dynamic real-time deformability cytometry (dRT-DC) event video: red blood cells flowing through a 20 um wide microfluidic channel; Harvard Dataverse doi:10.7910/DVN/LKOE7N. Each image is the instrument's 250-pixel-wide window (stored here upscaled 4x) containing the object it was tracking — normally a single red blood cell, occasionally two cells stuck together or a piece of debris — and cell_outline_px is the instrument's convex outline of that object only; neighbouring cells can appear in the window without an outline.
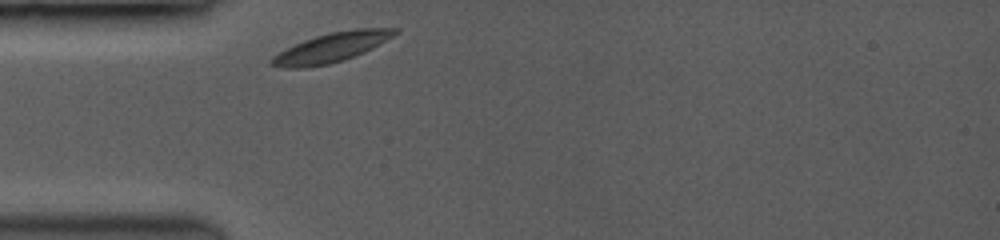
{"species": "common noctule bat (a hibernating species)", "species_latin": "Nyctalus noctula", "temperature_condition": "room temperature", "stored_images_in_passage": 23, "camera_frame_rate_fps": 3500, "um_per_image_px": 0.085, "animal": {"sex": "female", "body_mass_g": 19.0, "forearm_length_mm": 53.3}, "frame": {"image": 1, "passage_image": 1, "time_ms": 0.0, "image_size_px": [1000, 240], "cell_outline_px": [[400, 32], [372, 48], [364, 52], [344, 60], [328, 64], [304, 68], [284, 68], [268, 64], [268, 60], [272, 56], [304, 40], [328, 32], [356, 28], [400, 28]], "centroid_in_image_um": [28.18, 4.03], "position_along_channel_um": 56.8, "area_um2": 21.15}}
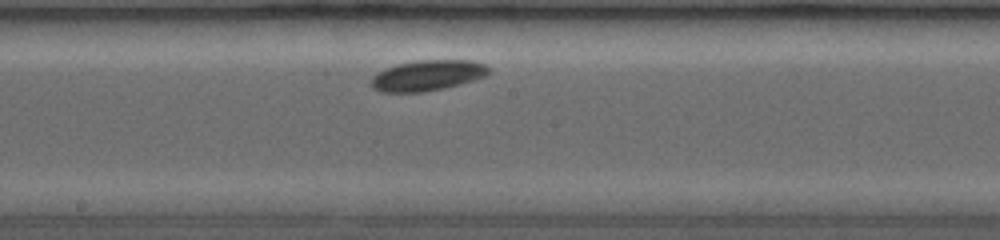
{"frame": {"image": 2, "passage_image": 11, "time_ms": 4.286, "image_size_px": [1000, 240], "cell_outline_px": [[492, 72], [484, 76], [460, 84], [444, 88], [420, 92], [384, 92], [372, 88], [368, 84], [372, 76], [376, 72], [396, 64], [416, 60], [472, 60], [484, 64]], "centroid_in_image_um": [36.28, 6.4], "position_along_channel_um": 211.9, "area_um2": 21.1}}
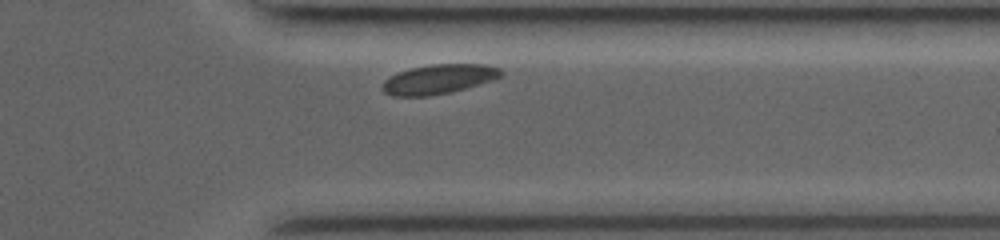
{"frame": {"image": 3, "passage_image": 21, "time_ms": 8.571, "image_size_px": [1000, 240], "cell_outline_px": [[504, 72], [500, 76], [464, 88], [448, 92], [428, 96], [392, 96], [384, 92], [384, 80], [400, 72], [412, 68], [432, 64], [484, 64], [500, 68]], "centroid_in_image_um": [37.28, 6.72], "position_along_channel_um": 374.1, "area_um2": 19.77}}